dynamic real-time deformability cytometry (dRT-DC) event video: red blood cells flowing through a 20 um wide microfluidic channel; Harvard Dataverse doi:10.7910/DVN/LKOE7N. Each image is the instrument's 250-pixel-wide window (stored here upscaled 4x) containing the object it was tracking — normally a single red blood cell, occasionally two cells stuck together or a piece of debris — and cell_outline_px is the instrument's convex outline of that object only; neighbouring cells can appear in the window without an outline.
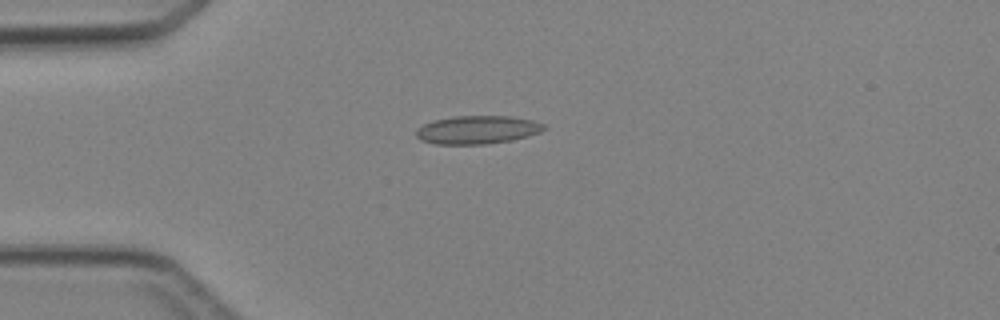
{"species": "Egyptian fruit bat (a non-hibernating species)", "species_latin": "Rousettus aegyptiacus", "temperature_condition": "cold", "stored_images_in_passage": 4, "camera_frame_rate_fps": 3000, "um_per_image_px": 0.085, "animal": {"sex": "female"}, "frame": {"image": 1, "passage_image": 4, "time_ms": 3.333, "image_size_px": [1000, 320], "cell_outline_px": [[548, 128], [540, 132], [512, 140], [484, 144], [436, 144], [420, 140], [416, 136], [416, 132], [424, 124], [432, 120], [452, 116], [508, 116], [532, 120], [544, 124]], "centroid_in_image_um": [40.58, 11.03], "position_along_channel_um": 44.4, "area_um2": 20.98}}